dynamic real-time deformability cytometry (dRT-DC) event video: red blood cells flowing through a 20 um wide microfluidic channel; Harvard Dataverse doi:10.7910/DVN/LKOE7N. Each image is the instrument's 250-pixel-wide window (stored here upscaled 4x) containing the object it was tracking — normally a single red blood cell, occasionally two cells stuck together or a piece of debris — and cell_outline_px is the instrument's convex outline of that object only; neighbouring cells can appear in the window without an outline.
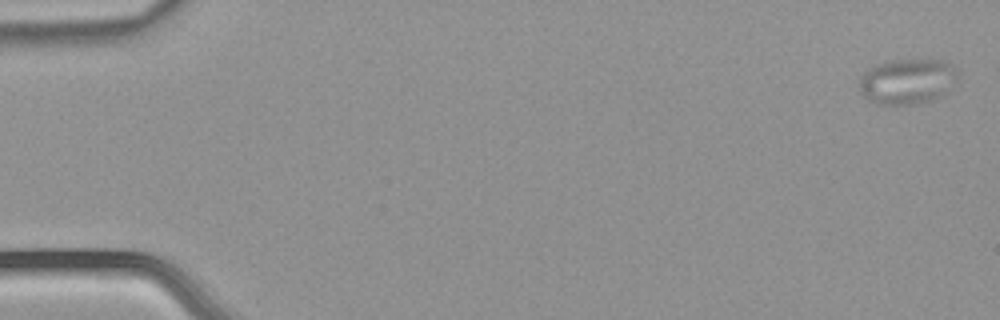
{"species": "common noctule bat (a hibernating species)", "species_latin": "Nyctalus noctula", "temperature_condition": "warm", "stored_images_in_passage": 6, "camera_frame_rate_fps": 3000, "um_per_image_px": 0.085, "animal": {"sex": "male", "body_mass_g": 21.5, "forearm_length_mm": 52.0}, "frame": {"image": 1, "passage_image": 1, "time_ms": 0.0, "image_size_px": [1000, 320], "cell_outline_px": [[960, 72], [948, 92], [944, 96], [932, 100], [912, 104], [876, 104], [868, 100], [860, 92], [860, 76], [868, 68], [876, 64], [892, 60], [944, 60], [960, 68]], "centroid_in_image_um": [77.16, 6.91], "position_along_channel_um": 7.8, "area_um2": 26.47}}